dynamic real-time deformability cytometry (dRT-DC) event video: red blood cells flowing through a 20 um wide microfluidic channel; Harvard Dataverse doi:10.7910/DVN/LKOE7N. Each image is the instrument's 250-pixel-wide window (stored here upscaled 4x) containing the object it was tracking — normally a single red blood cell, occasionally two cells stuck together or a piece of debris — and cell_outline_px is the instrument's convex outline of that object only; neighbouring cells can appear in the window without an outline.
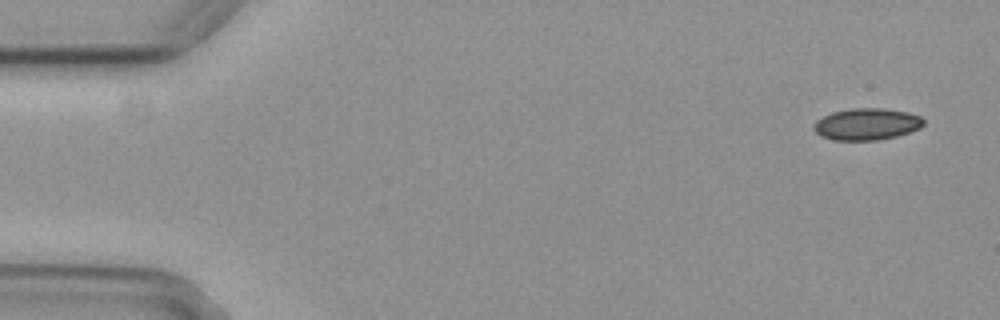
{"species": "common noctule bat (a hibernating species)", "species_latin": "Nyctalus noctula", "temperature_condition": "cold", "stored_images_in_passage": 6, "camera_frame_rate_fps": 3000, "um_per_image_px": 0.085, "animal": {"sex": "female", "body_mass_g": 29.2, "forearm_length_mm": 56.3}, "frame": {"image": 1, "passage_image": 1, "time_ms": 0.0, "image_size_px": [1000, 320], "cell_outline_px": [[924, 124], [920, 128], [896, 136], [876, 140], [832, 140], [820, 136], [812, 128], [816, 120], [832, 112], [852, 108], [884, 108], [908, 112], [920, 116], [924, 120]], "centroid_in_image_um": [73.66, 10.55], "position_along_channel_um": 11.3, "area_um2": 20.35}}
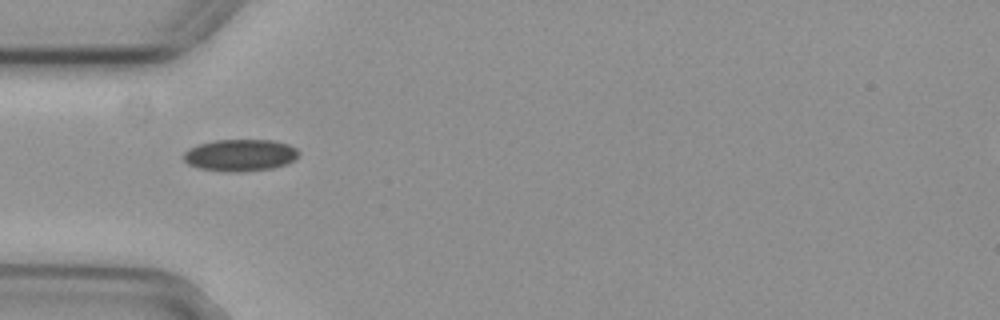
{"frame": {"image": 2, "passage_image": 5, "time_ms": 1.333, "image_size_px": [1000, 320], "cell_outline_px": [[300, 152], [288, 164], [272, 168], [244, 172], [232, 172], [200, 168], [188, 164], [184, 160], [184, 152], [188, 148], [200, 144], [216, 140], [272, 140], [288, 144], [296, 148]], "centroid_in_image_um": [20.42, 13.19], "position_along_channel_um": 64.6, "area_um2": 21.33}}
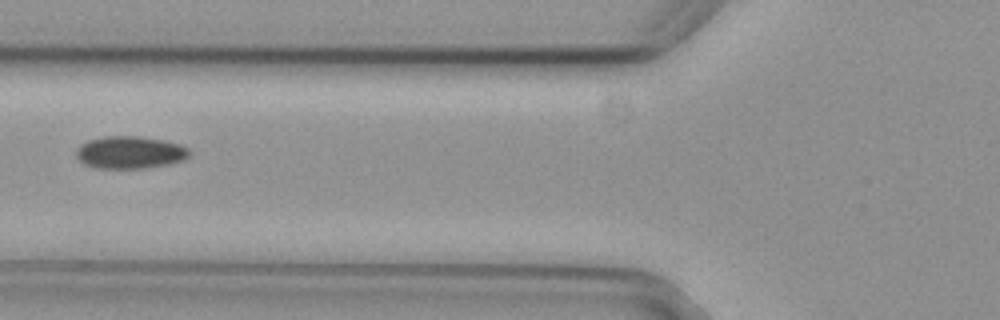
{"frame": {"image": 3, "passage_image": 6, "time_ms": 1.667, "image_size_px": [1000, 320], "cell_outline_px": [[192, 152], [184, 160], [168, 164], [144, 168], [96, 168], [84, 164], [76, 156], [76, 148], [80, 144], [88, 140], [104, 136], [140, 136], [164, 140], [180, 144], [188, 148]], "centroid_in_image_um": [11.05, 12.94], "position_along_channel_um": 114.8, "area_um2": 21.56}}